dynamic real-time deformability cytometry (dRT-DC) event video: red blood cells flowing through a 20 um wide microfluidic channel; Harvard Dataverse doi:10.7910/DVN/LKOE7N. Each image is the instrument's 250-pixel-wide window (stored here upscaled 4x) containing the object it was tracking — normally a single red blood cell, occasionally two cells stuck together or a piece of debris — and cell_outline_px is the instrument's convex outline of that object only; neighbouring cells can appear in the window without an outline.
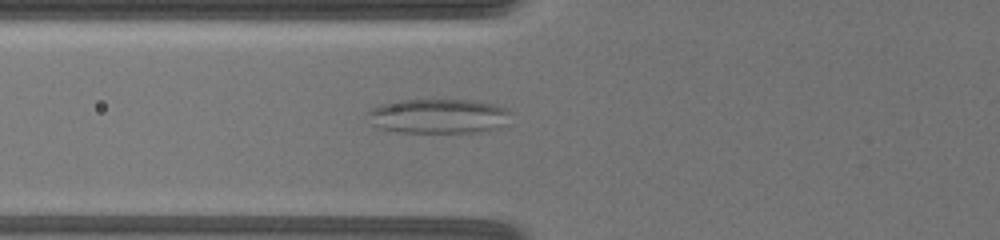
{"species": "common noctule bat (a hibernating species)", "species_latin": "Nyctalus noctula", "temperature_condition": "warm", "stored_images_in_passage": 29, "camera_frame_rate_fps": 3000, "um_per_image_px": 0.085, "animal": {"sex": "female", "body_mass_g": 19.5, "forearm_length_mm": 54.1}, "frame": {"image": 1, "passage_image": 6, "time_ms": 6.0, "image_size_px": [1000, 240], "cell_outline_px": [[512, 112], [500, 128], [476, 132], [396, 132], [380, 128], [372, 124], [364, 112], [372, 108], [384, 104], [400, 100], [472, 100], [496, 104], [508, 108]], "centroid_in_image_um": [37.26, 9.87], "position_along_channel_um": 88.5, "area_um2": 28.96}}
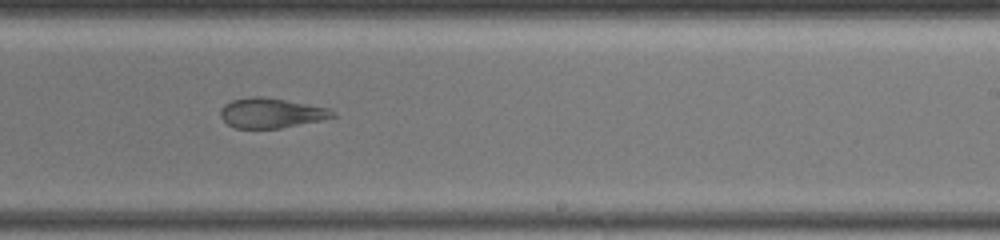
{"frame": {"image": 2, "passage_image": 17, "time_ms": 11.0, "image_size_px": [1000, 240], "cell_outline_px": [[336, 116], [320, 120], [280, 128], [236, 128], [228, 124], [220, 116], [220, 108], [224, 104], [232, 100], [252, 96], [260, 96], [284, 100], [328, 108], [336, 112]], "centroid_in_image_um": [23.02, 9.6], "position_along_channel_um": 266.0, "area_um2": 19.31}}
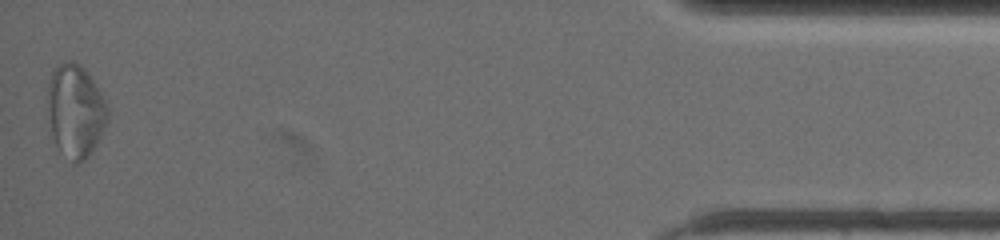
{"frame": {"image": 3, "passage_image": 29, "time_ms": 17.667, "image_size_px": [1000, 240], "cell_outline_px": [[108, 120], [96, 144], [88, 156], [84, 160], [76, 164], [72, 164], [56, 144], [52, 136], [48, 108], [48, 80], [52, 72], [60, 64], [68, 60], [72, 60], [80, 64], [84, 68], [108, 104]], "centroid_in_image_um": [6.42, 9.43], "position_along_channel_um": 428.8, "area_um2": 32.31}, "authors_computed_cell_mechanics": {"area_um2": 24.2182, "velocity_mm_per_s": 3.5387, "shape_relaxation_time_tau1_ms": null, "shape_relaxation_time_tau2_ms": 2.3628, "deformation_change_tau1": null, "deformation_change_tau2": 0.1118}}